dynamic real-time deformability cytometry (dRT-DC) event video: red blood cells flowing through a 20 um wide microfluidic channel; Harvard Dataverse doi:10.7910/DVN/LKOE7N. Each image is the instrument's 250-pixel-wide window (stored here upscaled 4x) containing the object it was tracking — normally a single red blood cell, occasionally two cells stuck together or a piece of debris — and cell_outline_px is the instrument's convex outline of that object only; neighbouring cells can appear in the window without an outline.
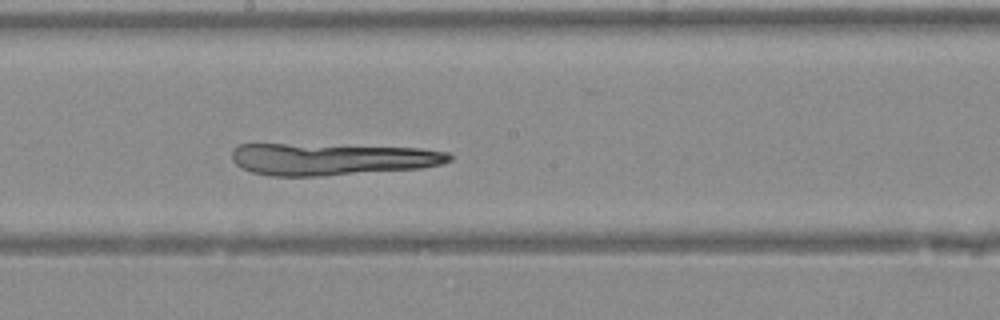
{"species": "Egyptian fruit bat (a non-hibernating species)", "species_latin": "Rousettus aegyptiacus", "temperature_condition": "warm", "stored_images_in_passage": 38, "camera_frame_rate_fps": 3000, "um_per_image_px": 0.085, "animal": {"sex": "female"}, "frame": {"image": 1, "passage_image": 19, "time_ms": 6.0, "image_size_px": [1000, 320], "cell_outline_px": [[452, 160], [440, 164], [420, 168], [320, 176], [272, 176], [252, 172], [236, 164], [232, 160], [232, 152], [240, 144], [284, 144], [420, 148], [448, 152], [452, 156]], "centroid_in_image_um": [28.2, 13.53], "position_along_channel_um": 220.0, "area_um2": 40.0}}
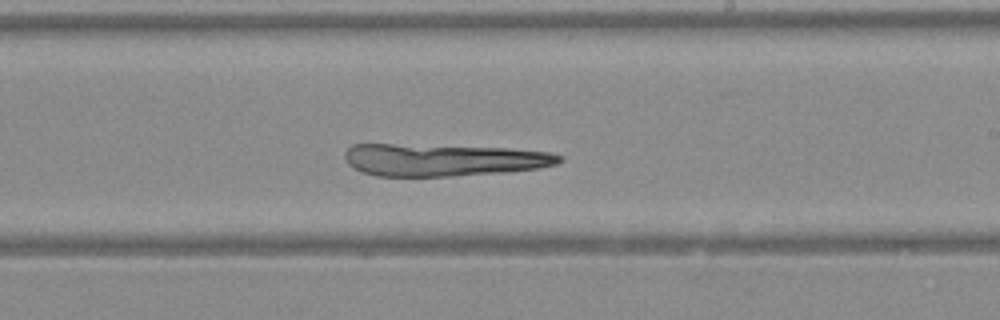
{"frame": {"image": 2, "passage_image": 21, "time_ms": 6.667, "image_size_px": [1000, 320], "cell_outline_px": [[564, 160], [556, 164], [536, 168], [504, 172], [452, 176], [376, 176], [364, 172], [348, 164], [344, 156], [344, 152], [352, 144], [392, 144], [508, 148], [548, 152], [564, 156]], "centroid_in_image_um": [37.67, 13.59], "position_along_channel_um": 251.3, "area_um2": 40.11}}